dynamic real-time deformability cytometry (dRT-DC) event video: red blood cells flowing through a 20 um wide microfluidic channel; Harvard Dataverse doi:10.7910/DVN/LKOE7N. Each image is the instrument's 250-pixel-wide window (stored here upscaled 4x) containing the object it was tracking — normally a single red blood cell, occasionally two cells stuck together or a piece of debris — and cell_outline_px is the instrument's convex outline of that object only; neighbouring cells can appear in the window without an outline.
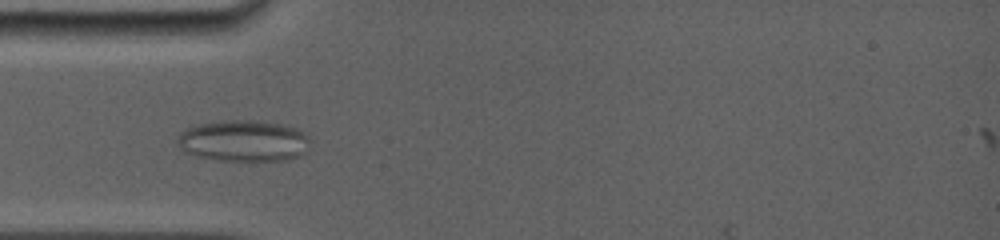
{"species": "common noctule bat (a hibernating species)", "species_latin": "Nyctalus noctula", "temperature_condition": "room temperature", "stored_images_in_passage": 38, "camera_frame_rate_fps": 5000, "um_per_image_px": 0.085, "animal": {"sex": "female", "body_mass_g": 19.0, "forearm_length_mm": 56.7}, "frame": {"image": 1, "passage_image": 17, "time_ms": 4.8, "image_size_px": [1000, 240], "cell_outline_px": [[312, 140], [308, 148], [300, 156], [288, 160], [220, 160], [196, 156], [180, 148], [176, 140], [176, 136], [184, 128], [196, 124], [228, 120], [252, 120], [280, 124], [296, 128], [308, 136]], "centroid_in_image_um": [20.69, 11.96], "position_along_channel_um": 64.3, "area_um2": 32.14}}
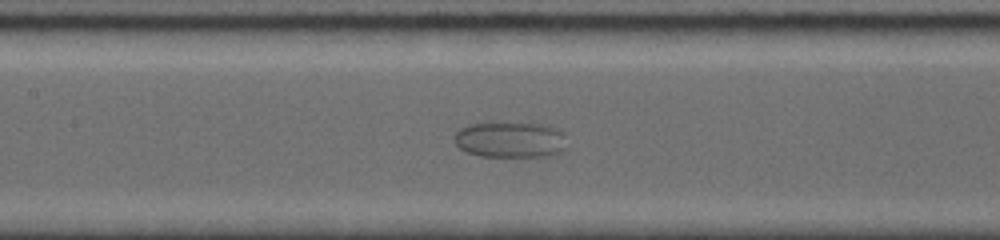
{"frame": {"image": 2, "passage_image": 22, "time_ms": 7.6, "image_size_px": [1000, 240], "cell_outline_px": [[568, 148], [560, 152], [548, 156], [480, 156], [468, 152], [460, 148], [456, 144], [456, 132], [460, 128], [468, 124], [504, 120], [544, 124], [556, 128], [564, 132]], "centroid_in_image_um": [43.42, 11.82], "position_along_channel_um": 164.0, "area_um2": 24.39}}
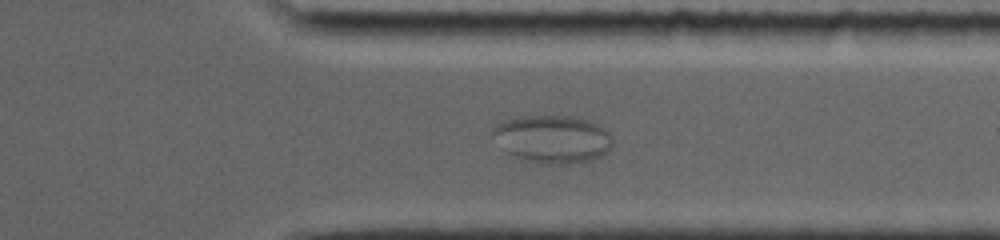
{"frame": {"image": 3, "passage_image": 32, "time_ms": 13.2, "image_size_px": [1000, 240], "cell_outline_px": [[612, 144], [600, 156], [592, 160], [568, 164], [548, 164], [516, 156], [508, 152], [492, 132], [492, 128], [496, 124], [504, 120], [520, 116], [576, 116], [588, 120], [604, 128], [612, 136]], "centroid_in_image_um": [47.01, 11.79], "position_along_channel_um": 364.4, "area_um2": 32.77}}